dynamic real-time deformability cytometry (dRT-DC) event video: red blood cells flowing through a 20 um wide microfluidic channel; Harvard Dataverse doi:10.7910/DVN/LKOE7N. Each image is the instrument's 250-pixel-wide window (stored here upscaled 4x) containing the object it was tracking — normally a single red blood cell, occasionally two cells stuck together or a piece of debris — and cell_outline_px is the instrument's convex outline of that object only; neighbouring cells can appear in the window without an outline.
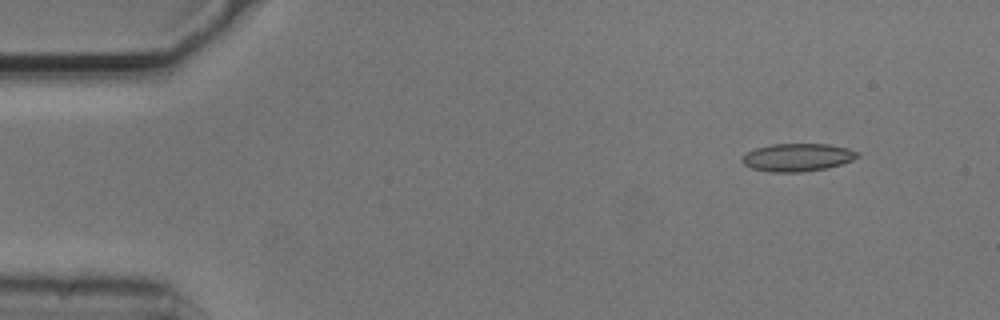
{"species": "common noctule bat (a hibernating species)", "species_latin": "Nyctalus noctula", "temperature_condition": "cold", "stored_images_in_passage": 50, "camera_frame_rate_fps": 3000, "um_per_image_px": 0.085, "animal": {"sex": "male", "body_mass_g": 20.5, "forearm_length_mm": 52.5}, "frame": {"image": 1, "passage_image": 1, "time_ms": 0.0, "image_size_px": [1000, 320], "cell_outline_px": [[860, 156], [852, 160], [840, 164], [824, 168], [800, 172], [772, 172], [752, 168], [744, 164], [740, 160], [748, 152], [756, 148], [772, 144], [828, 144], [848, 148], [860, 152]], "centroid_in_image_um": [67.8, 13.37], "position_along_channel_um": 17.2, "area_um2": 18.55}}
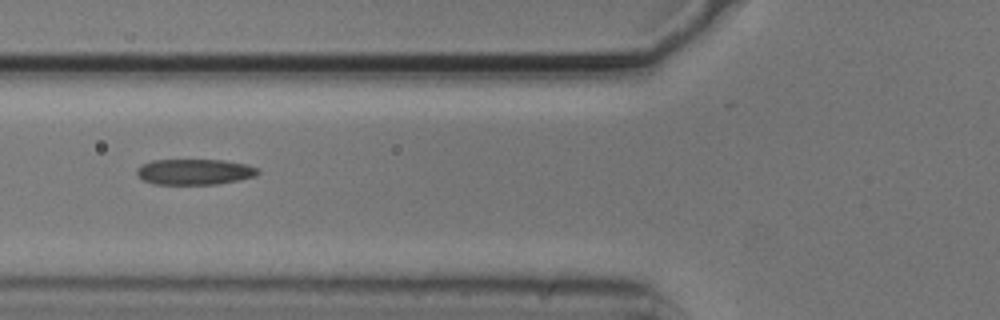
{"frame": {"image": 2, "passage_image": 16, "time_ms": 5.0, "image_size_px": [1000, 320], "cell_outline_px": [[260, 172], [256, 176], [240, 180], [216, 184], [152, 184], [136, 176], [136, 168], [152, 160], [224, 160], [248, 164], [256, 168]], "centroid_in_image_um": [16.54, 14.61], "position_along_channel_um": 109.3, "area_um2": 18.26}}
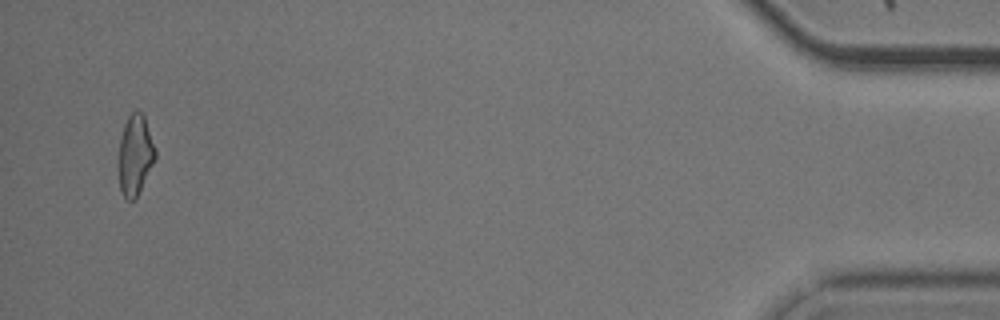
{"frame": {"image": 3, "passage_image": 48, "time_ms": 15.667, "image_size_px": [1000, 320], "cell_outline_px": [[156, 156], [136, 200], [128, 200], [120, 192], [120, 136], [124, 124], [128, 116], [136, 108], [144, 116], [156, 148]], "centroid_in_image_um": [11.51, 13.16], "position_along_channel_um": 423.7, "area_um2": 16.99}, "authors_computed_cell_mechanics": {"area_um2": 18.2648, "velocity_mm_per_s": 3.7276, "shape_relaxation_time_tau1_ms": 4.248, "shape_relaxation_time_tau2_ms": 2.853, "deformation_change_tau1": 0.1301, "deformation_change_tau2": 0.1174}}